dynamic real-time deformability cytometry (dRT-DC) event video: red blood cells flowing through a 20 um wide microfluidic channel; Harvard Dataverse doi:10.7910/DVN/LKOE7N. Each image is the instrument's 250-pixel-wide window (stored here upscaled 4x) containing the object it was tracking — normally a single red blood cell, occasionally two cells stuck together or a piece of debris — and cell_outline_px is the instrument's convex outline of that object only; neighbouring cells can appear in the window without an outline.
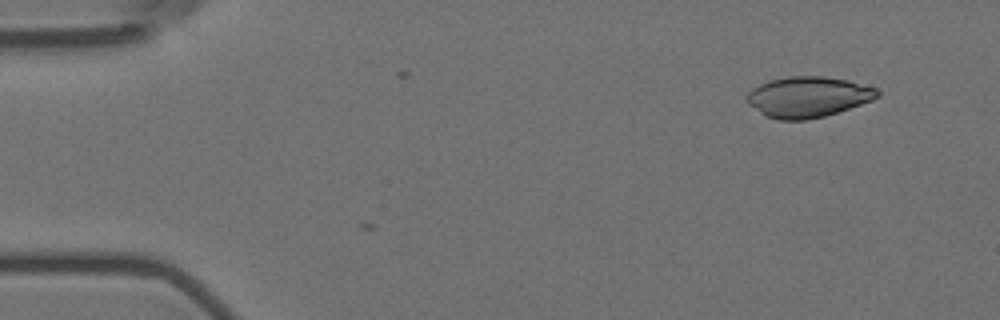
{"species": "Egyptian fruit bat (a non-hibernating species)", "species_latin": "Rousettus aegyptiacus", "temperature_condition": "room temperature", "stored_images_in_passage": 6, "camera_frame_rate_fps": 3000, "um_per_image_px": 0.085, "animal": {"sex": "female"}, "frame": {"image": 1, "passage_image": 6, "time_ms": 1.667, "image_size_px": [1000, 320], "cell_outline_px": [[880, 96], [872, 100], [824, 116], [808, 120], [776, 120], [764, 116], [748, 104], [744, 100], [744, 96], [752, 88], [760, 84], [772, 80], [788, 76], [824, 76], [848, 80], [876, 88], [880, 92]], "centroid_in_image_um": [68.63, 8.24], "position_along_channel_um": 16.4, "area_um2": 31.1}}